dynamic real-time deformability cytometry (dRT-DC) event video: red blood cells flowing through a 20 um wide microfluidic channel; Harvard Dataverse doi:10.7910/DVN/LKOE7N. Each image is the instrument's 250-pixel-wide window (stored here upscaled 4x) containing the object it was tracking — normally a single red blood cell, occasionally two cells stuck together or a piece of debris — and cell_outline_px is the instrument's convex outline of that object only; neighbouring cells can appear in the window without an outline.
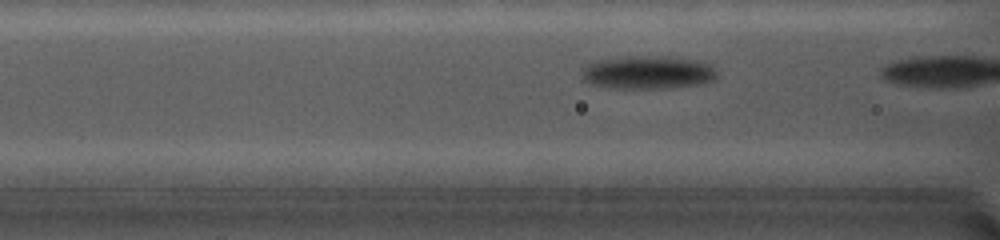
{"species": "common noctule bat (a hibernating species)", "species_latin": "Nyctalus noctula", "temperature_condition": "cold", "stored_images_in_passage": 7, "camera_frame_rate_fps": 5000, "um_per_image_px": 0.085, "animal": {"sex": "female", "body_mass_g": 19.0, "forearm_length_mm": 56.7}, "frame": {"image": 1, "passage_image": 4, "time_ms": 1.0, "image_size_px": [1000, 240], "cell_outline_px": [[720, 76], [716, 80], [696, 84], [672, 88], [608, 88], [592, 84], [584, 80], [580, 72], [588, 64], [596, 60], [628, 56], [660, 56], [692, 60], [708, 64]], "centroid_in_image_um": [55.03, 6.16], "position_along_channel_um": 111.6, "area_um2": 26.07}}